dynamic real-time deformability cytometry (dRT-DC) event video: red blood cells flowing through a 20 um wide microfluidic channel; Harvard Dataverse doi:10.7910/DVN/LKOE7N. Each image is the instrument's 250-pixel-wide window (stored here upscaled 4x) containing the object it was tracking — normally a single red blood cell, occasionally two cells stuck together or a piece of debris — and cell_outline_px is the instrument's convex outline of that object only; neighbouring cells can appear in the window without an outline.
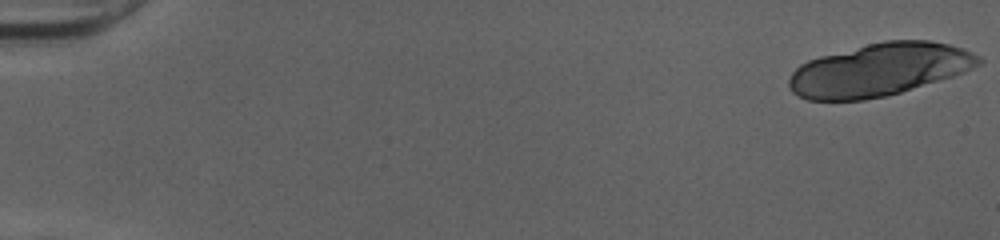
{"species": "human", "species_latin": "Homo sapiens", "temperature_condition": "cold", "stored_images_in_passage": 20, "camera_frame_rate_fps": 3000, "um_per_image_px": 0.085, "donor": {"sex": "female"}, "frame": {"image": 1, "passage_image": 1, "time_ms": 0.0, "image_size_px": [1000, 240], "cell_outline_px": [[984, 60], [980, 64], [964, 72], [952, 76], [900, 92], [884, 96], [864, 100], [808, 100], [792, 92], [788, 84], [788, 80], [792, 72], [800, 64], [808, 60], [820, 56], [884, 40], [928, 40], [948, 44], [964, 48], [980, 56]], "centroid_in_image_um": [74.74, 5.92], "position_along_channel_um": 10.3, "area_um2": 58.03}}